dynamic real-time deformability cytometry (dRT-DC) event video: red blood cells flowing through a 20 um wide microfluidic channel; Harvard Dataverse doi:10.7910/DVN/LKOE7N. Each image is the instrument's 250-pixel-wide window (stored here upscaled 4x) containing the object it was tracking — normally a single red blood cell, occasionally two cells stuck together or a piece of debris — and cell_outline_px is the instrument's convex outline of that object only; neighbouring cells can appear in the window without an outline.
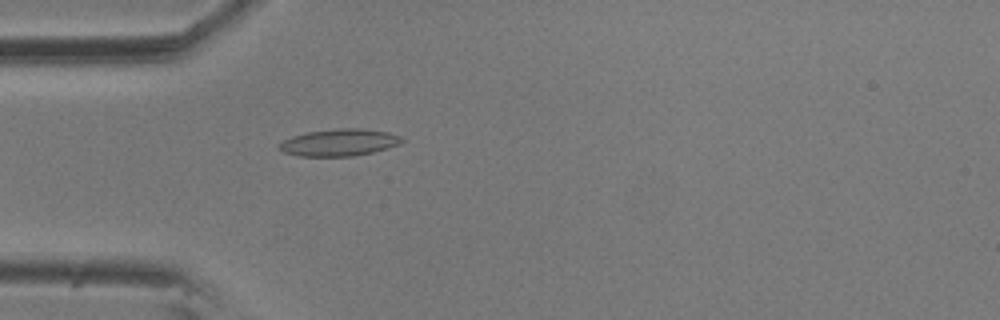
{"species": "common noctule bat (a hibernating species)", "species_latin": "Nyctalus noctula", "temperature_condition": "room temperature", "stored_images_in_passage": 56, "camera_frame_rate_fps": 3000, "um_per_image_px": 0.085, "animal": {"sex": "male", "body_mass_g": 20.5, "forearm_length_mm": 52.5}, "frame": {"image": 1, "passage_image": 16, "time_ms": 5.0, "image_size_px": [1000, 320], "cell_outline_px": [[404, 140], [400, 144], [388, 148], [372, 152], [352, 156], [300, 156], [284, 152], [276, 148], [276, 144], [292, 136], [308, 132], [340, 128], [360, 128], [388, 132], [400, 136]], "centroid_in_image_um": [28.81, 12.11], "position_along_channel_um": 56.2, "area_um2": 19.31}}
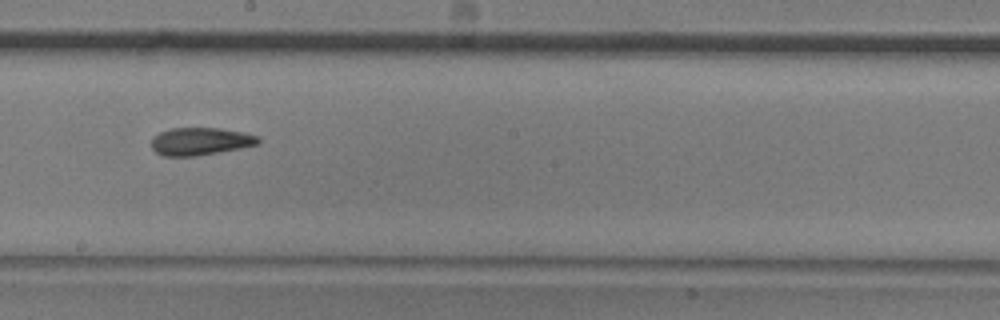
{"frame": {"image": 2, "passage_image": 31, "time_ms": 10.0, "image_size_px": [1000, 320], "cell_outline_px": [[260, 144], [220, 152], [196, 156], [164, 156], [156, 152], [152, 148], [152, 136], [160, 132], [172, 128], [220, 128], [244, 132], [260, 136]], "centroid_in_image_um": [17.06, 12.01], "position_along_channel_um": 231.1, "area_um2": 17.34}}
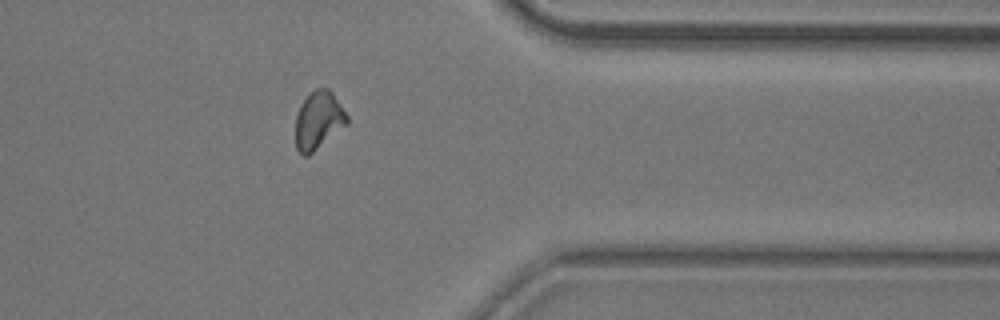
{"frame": {"image": 3, "passage_image": 45, "time_ms": 14.667, "image_size_px": [1000, 320], "cell_outline_px": [[348, 124], [308, 156], [304, 156], [296, 148], [296, 116], [300, 104], [316, 88], [328, 88], [332, 92], [348, 116]], "centroid_in_image_um": [27.07, 10.24], "position_along_channel_um": 384.3, "area_um2": 17.22}, "authors_computed_cell_mechanics": {"area_um2": 17.4267, "velocity_mm_per_s": 3.569, "shape_relaxation_time_tau1_ms": 10.8045, "shape_relaxation_time_tau2_ms": 4.1045, "deformation_change_tau1": 0.204, "deformation_change_tau2": 0.0937}}